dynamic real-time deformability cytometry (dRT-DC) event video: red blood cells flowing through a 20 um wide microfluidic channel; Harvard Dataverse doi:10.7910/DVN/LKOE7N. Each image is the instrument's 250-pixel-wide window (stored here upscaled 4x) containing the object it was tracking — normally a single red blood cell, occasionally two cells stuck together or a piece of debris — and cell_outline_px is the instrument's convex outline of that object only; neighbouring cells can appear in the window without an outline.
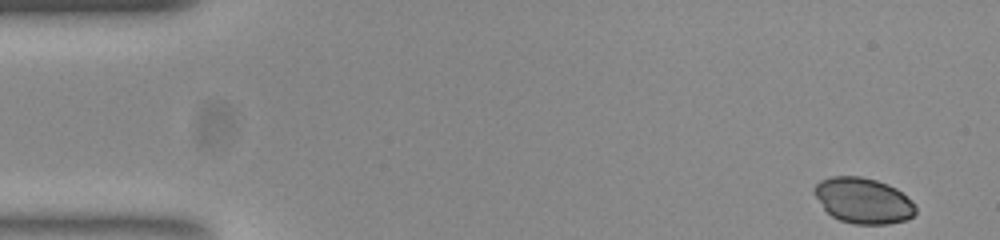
{"species": "common noctule bat (a hibernating species)", "species_latin": "Nyctalus noctula", "temperature_condition": "room temperature", "stored_images_in_passage": 52, "camera_frame_rate_fps": 3000, "um_per_image_px": 0.085, "animal": {"sex": "female", "body_mass_g": 23.0, "forearm_length_mm": 53.4}, "frame": {"image": 1, "passage_image": 1, "time_ms": 0.0, "image_size_px": [1000, 240], "cell_outline_px": [[916, 212], [912, 216], [904, 220], [888, 224], [856, 224], [840, 220], [832, 216], [824, 208], [812, 192], [812, 188], [820, 180], [832, 176], [860, 176], [876, 180], [888, 184], [896, 188], [916, 204]], "centroid_in_image_um": [73.36, 17.04], "position_along_channel_um": 11.6, "area_um2": 26.99}}
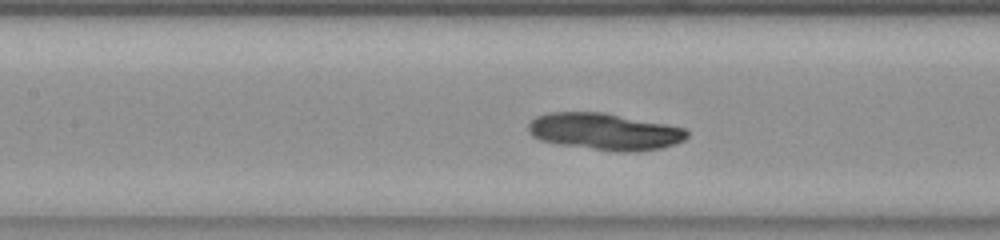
{"frame": {"image": 2, "passage_image": 22, "time_ms": 7.0, "image_size_px": [1000, 240], "cell_outline_px": [[688, 136], [684, 140], [676, 144], [660, 148], [636, 152], [616, 152], [556, 144], [540, 140], [532, 136], [528, 132], [528, 124], [536, 116], [548, 112], [604, 112], [688, 128]], "centroid_in_image_um": [51.41, 11.19], "position_along_channel_um": 156.0, "area_um2": 34.51}}
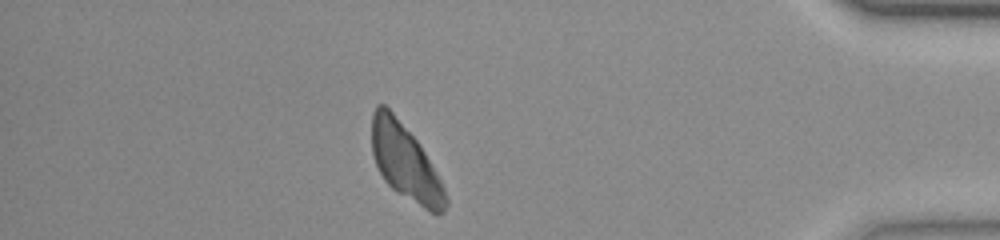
{"frame": {"image": 3, "passage_image": 45, "time_ms": 14.667, "image_size_px": [1000, 240], "cell_outline_px": [[448, 204], [444, 212], [428, 212], [396, 192], [384, 180], [376, 164], [372, 152], [372, 112], [376, 104], [384, 104], [392, 112], [416, 140], [424, 152], [440, 180], [444, 188], [448, 200]], "centroid_in_image_um": [34.44, 13.82], "position_along_channel_um": 400.8, "area_um2": 32.08}}